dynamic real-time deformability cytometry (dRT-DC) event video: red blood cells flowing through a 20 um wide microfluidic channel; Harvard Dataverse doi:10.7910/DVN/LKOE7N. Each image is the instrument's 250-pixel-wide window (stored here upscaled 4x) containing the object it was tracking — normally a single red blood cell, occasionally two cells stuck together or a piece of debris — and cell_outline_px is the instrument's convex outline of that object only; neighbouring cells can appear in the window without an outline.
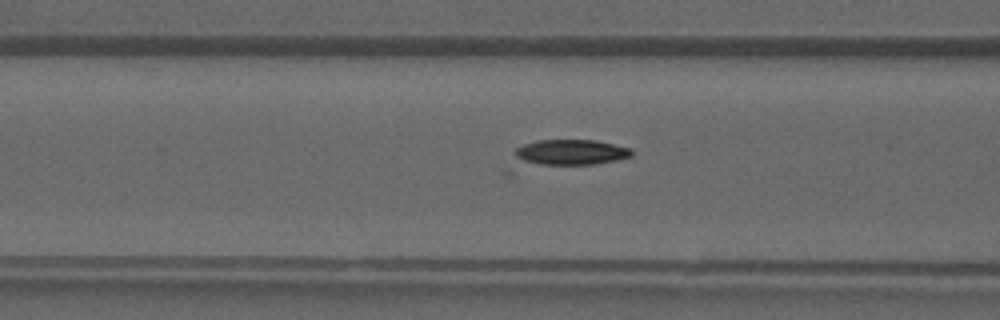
{"species": "common noctule bat (a hibernating species)", "species_latin": "Nyctalus noctula", "temperature_condition": "warm", "stored_images_in_passage": 13, "camera_frame_rate_fps": 3000, "um_per_image_px": 0.085, "animal": {"sex": "male", "forearm_length_mm": 52.5}, "frame": {"image": 1, "passage_image": 11, "time_ms": 3.333, "image_size_px": [1000, 320], "cell_outline_px": [[632, 156], [616, 160], [592, 164], [540, 164], [524, 160], [516, 156], [516, 148], [524, 144], [536, 140], [596, 140], [632, 148]], "centroid_in_image_um": [48.59, 12.92], "position_along_channel_um": 118.0, "area_um2": 16.94}}